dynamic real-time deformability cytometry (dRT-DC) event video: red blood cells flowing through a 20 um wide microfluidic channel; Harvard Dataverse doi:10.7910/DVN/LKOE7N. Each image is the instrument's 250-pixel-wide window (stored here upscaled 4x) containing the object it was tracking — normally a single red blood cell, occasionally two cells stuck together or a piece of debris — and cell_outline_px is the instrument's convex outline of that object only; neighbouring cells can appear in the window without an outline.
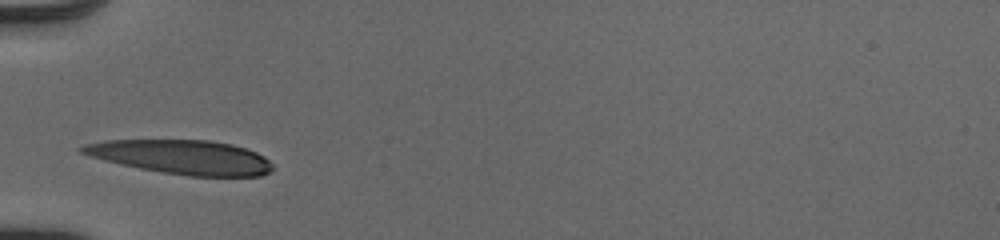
{"species": "human", "species_latin": "Homo sapiens", "temperature_condition": "cold", "stored_images_in_passage": 26, "camera_frame_rate_fps": 3000, "um_per_image_px": 0.085, "donor": {"sex": "male"}, "frame": {"image": 1, "passage_image": 1, "time_ms": 0.0, "image_size_px": [1000, 240], "cell_outline_px": [[272, 168], [268, 172], [260, 176], [188, 176], [140, 168], [120, 164], [104, 160], [80, 152], [76, 148], [84, 144], [108, 140], [208, 140], [232, 144], [256, 152], [264, 156], [272, 164]], "centroid_in_image_um": [15.44, 13.34], "position_along_channel_um": 69.6, "area_um2": 37.63}}
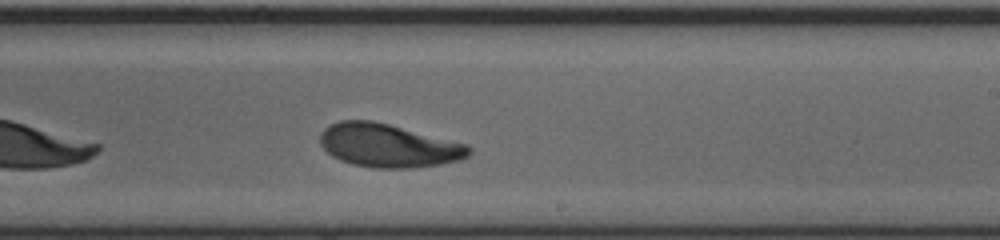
{"frame": {"image": 2, "passage_image": 15, "time_ms": 4.667, "image_size_px": [1000, 240], "cell_outline_px": [[472, 152], [468, 156], [460, 160], [440, 164], [412, 168], [372, 168], [352, 164], [340, 160], [332, 156], [320, 144], [320, 132], [324, 128], [340, 120], [372, 120], [468, 144], [472, 148]], "centroid_in_image_um": [33.02, 12.38], "position_along_channel_um": 256.0, "area_um2": 37.69}}
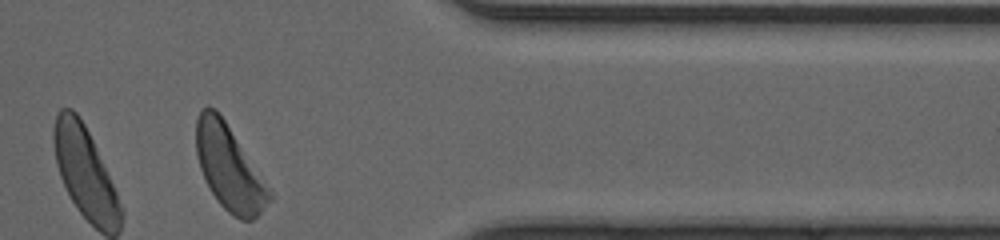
{"frame": {"image": 3, "passage_image": 26, "time_ms": 8.333, "image_size_px": [1000, 240], "cell_outline_px": [[272, 200], [252, 220], [240, 220], [228, 212], [220, 204], [212, 192], [200, 168], [196, 156], [196, 120], [200, 112], [208, 104], [216, 108], [224, 120], [272, 196]], "centroid_in_image_um": [19.42, 14.25], "position_along_channel_um": 392.0, "area_um2": 34.8}, "authors_computed_cell_mechanics": {"area_um2": 37.7434, "velocity_mm_per_s": 4.0586, "shape_relaxation_time_tau1_ms": 3.1355, "shape_relaxation_time_tau2_ms": 6.0988, "deformation_change_tau1": 0.1917, "deformation_change_tau2": 0.1494}}